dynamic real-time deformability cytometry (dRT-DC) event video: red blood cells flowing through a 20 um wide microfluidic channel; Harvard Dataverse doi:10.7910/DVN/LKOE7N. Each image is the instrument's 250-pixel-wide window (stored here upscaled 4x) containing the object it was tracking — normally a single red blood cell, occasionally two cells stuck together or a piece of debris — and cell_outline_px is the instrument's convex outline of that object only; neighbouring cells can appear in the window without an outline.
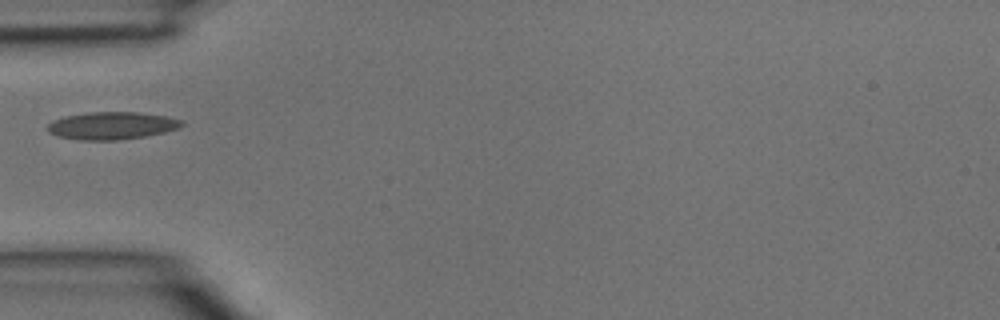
{"species": "common noctule bat (a hibernating species)", "species_latin": "Nyctalus noctula", "temperature_condition": "room temperature", "stored_images_in_passage": 1, "camera_frame_rate_fps": 3000, "um_per_image_px": 0.085, "animal": {"sex": "male", "body_mass_g": 15.6}, "frame": {"image": 1, "passage_image": 1, "time_ms": 0.0, "image_size_px": [1000, 320], "cell_outline_px": [[184, 124], [180, 128], [164, 132], [144, 136], [120, 140], [80, 140], [60, 136], [48, 132], [48, 124], [64, 116], [88, 112], [140, 112], [168, 116], [184, 120]], "centroid_in_image_um": [9.57, 10.67], "position_along_channel_um": 75.4, "area_um2": 21.56}}